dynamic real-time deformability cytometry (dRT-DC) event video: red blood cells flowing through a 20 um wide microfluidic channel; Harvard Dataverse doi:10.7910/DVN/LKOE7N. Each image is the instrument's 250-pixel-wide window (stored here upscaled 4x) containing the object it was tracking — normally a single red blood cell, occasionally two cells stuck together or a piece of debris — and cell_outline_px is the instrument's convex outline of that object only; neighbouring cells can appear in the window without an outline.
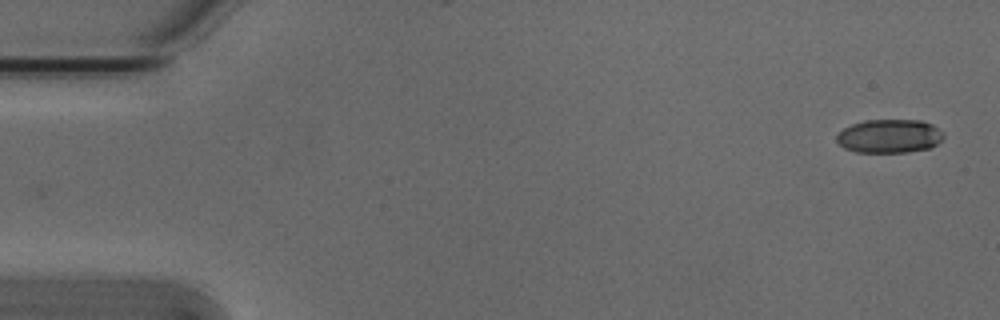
{"species": "Egyptian fruit bat (a non-hibernating species)", "species_latin": "Rousettus aegyptiacus", "temperature_condition": "cold", "stored_images_in_passage": 4, "camera_frame_rate_fps": 3000, "um_per_image_px": 0.085, "animal": {"sex": "male"}, "frame": {"image": 1, "passage_image": 1, "time_ms": 0.0, "image_size_px": [1000, 320], "cell_outline_px": [[944, 136], [936, 144], [928, 148], [908, 152], [856, 152], [844, 148], [836, 140], [836, 136], [844, 128], [852, 124], [864, 120], [920, 120], [932, 124], [944, 132]], "centroid_in_image_um": [75.6, 11.56], "position_along_channel_um": 9.4, "area_um2": 20.92}}